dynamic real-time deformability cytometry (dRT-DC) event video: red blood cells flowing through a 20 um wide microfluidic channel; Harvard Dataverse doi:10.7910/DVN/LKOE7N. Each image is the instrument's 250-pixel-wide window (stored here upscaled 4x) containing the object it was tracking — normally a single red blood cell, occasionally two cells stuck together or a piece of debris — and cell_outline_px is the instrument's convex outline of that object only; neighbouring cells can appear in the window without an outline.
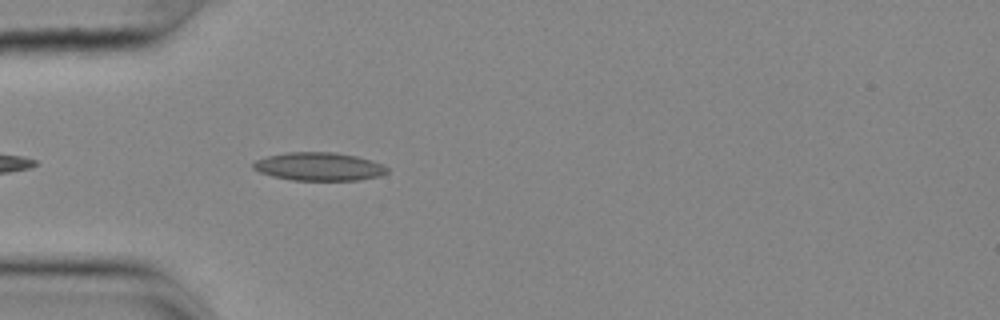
{"species": "common noctule bat (a hibernating species)", "species_latin": "Nyctalus noctula", "temperature_condition": "cold", "stored_images_in_passage": 11, "camera_frame_rate_fps": 3000, "um_per_image_px": 0.085, "animal": {"sex": "female", "body_mass_g": 25.1}, "frame": {"image": 1, "passage_image": 4, "time_ms": 1.0, "image_size_px": [1000, 320], "cell_outline_px": [[388, 172], [380, 176], [360, 180], [292, 180], [272, 176], [260, 172], [252, 168], [252, 164], [256, 160], [268, 156], [284, 152], [336, 152], [356, 156], [384, 164], [388, 168]], "centroid_in_image_um": [27.12, 14.15], "position_along_channel_um": 57.9, "area_um2": 22.14}}
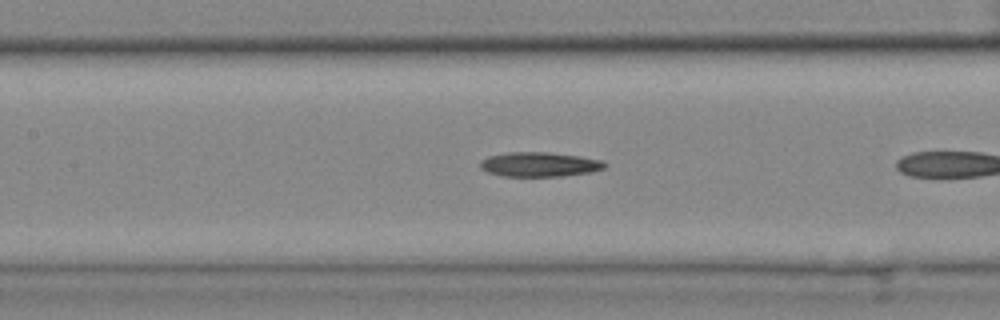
{"frame": {"image": 2, "passage_image": 10, "time_ms": 3.0, "image_size_px": [1000, 320], "cell_outline_px": [[608, 164], [604, 168], [592, 172], [560, 176], [504, 176], [488, 172], [480, 168], [480, 160], [488, 156], [508, 152], [548, 152], [580, 156], [604, 160]], "centroid_in_image_um": [45.88, 13.96], "position_along_channel_um": 161.5, "area_um2": 17.92}}